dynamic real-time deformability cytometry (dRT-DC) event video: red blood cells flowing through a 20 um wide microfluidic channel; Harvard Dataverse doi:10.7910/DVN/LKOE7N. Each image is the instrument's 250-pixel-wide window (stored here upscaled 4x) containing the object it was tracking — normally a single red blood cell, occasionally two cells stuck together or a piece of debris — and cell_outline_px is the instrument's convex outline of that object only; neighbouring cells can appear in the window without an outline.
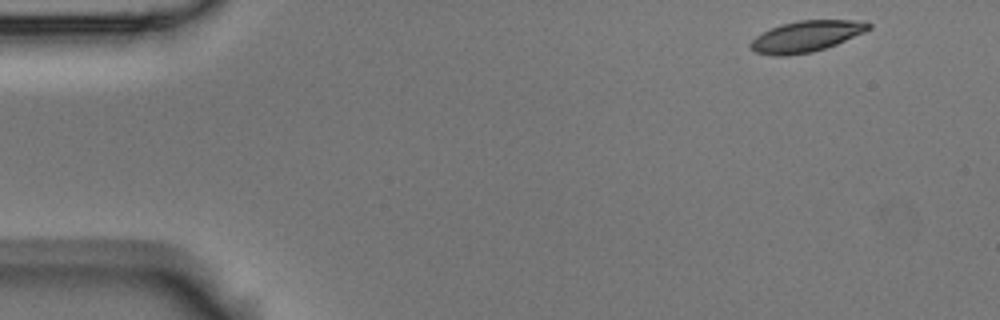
{"species": "Egyptian fruit bat (a non-hibernating species)", "species_latin": "Rousettus aegyptiacus", "temperature_condition": "room temperature", "stored_images_in_passage": 4, "camera_frame_rate_fps": 3000, "um_per_image_px": 0.085, "animal": {"sex": "male"}, "frame": {"image": 1, "passage_image": 1, "time_ms": 0.0, "image_size_px": [1000, 320], "cell_outline_px": [[872, 28], [864, 32], [836, 44], [812, 52], [784, 56], [776, 56], [756, 52], [748, 48], [748, 44], [756, 36], [780, 24], [800, 20], [864, 20], [872, 24]], "centroid_in_image_um": [68.53, 3.08], "position_along_channel_um": 16.5, "area_um2": 21.39}}
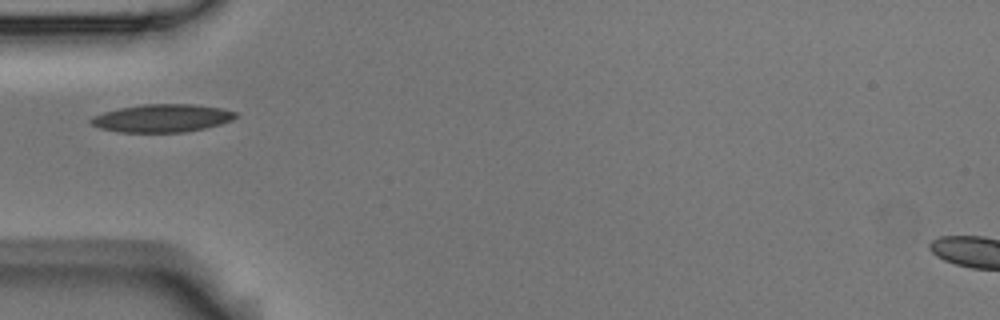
{"frame": {"image": 2, "passage_image": 4, "time_ms": 1.0, "image_size_px": [1000, 320], "cell_outline_px": [[236, 116], [232, 120], [220, 124], [204, 128], [184, 132], [120, 132], [100, 128], [92, 124], [88, 120], [92, 116], [104, 112], [120, 108], [140, 104], [192, 104], [224, 108], [236, 112]], "centroid_in_image_um": [13.77, 10.04], "position_along_channel_um": 71.2, "area_um2": 23.52}}